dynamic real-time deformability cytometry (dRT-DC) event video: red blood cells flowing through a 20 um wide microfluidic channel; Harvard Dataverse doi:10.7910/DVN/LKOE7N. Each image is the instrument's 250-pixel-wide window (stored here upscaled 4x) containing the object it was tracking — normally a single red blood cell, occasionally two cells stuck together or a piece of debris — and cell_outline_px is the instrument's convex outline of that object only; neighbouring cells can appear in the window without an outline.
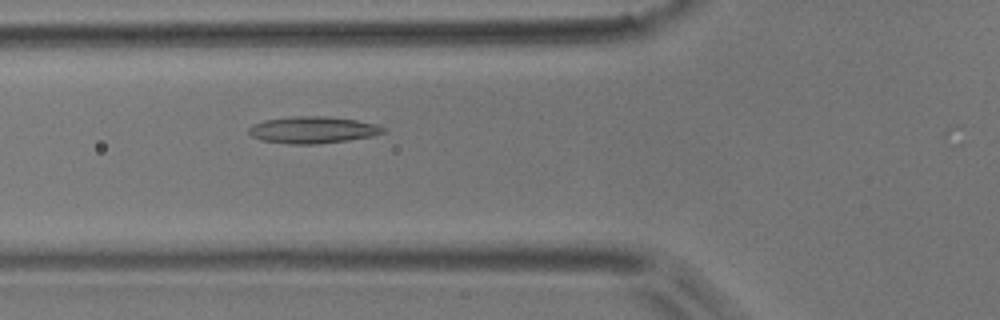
{"species": "common noctule bat (a hibernating species)", "species_latin": "Nyctalus noctula", "temperature_condition": "room temperature", "stored_images_in_passage": 37, "camera_frame_rate_fps": 3000, "um_per_image_px": 0.085, "animal": {"sex": "male", "body_mass_g": 17.9}, "frame": {"image": 1, "passage_image": 14, "time_ms": 4.333, "image_size_px": [1000, 320], "cell_outline_px": [[384, 132], [372, 136], [348, 140], [316, 144], [288, 144], [260, 140], [252, 136], [248, 132], [248, 128], [264, 120], [292, 116], [328, 116], [356, 120], [376, 124], [384, 128]], "centroid_in_image_um": [26.57, 11.04], "position_along_channel_um": 99.2, "area_um2": 20.92}}
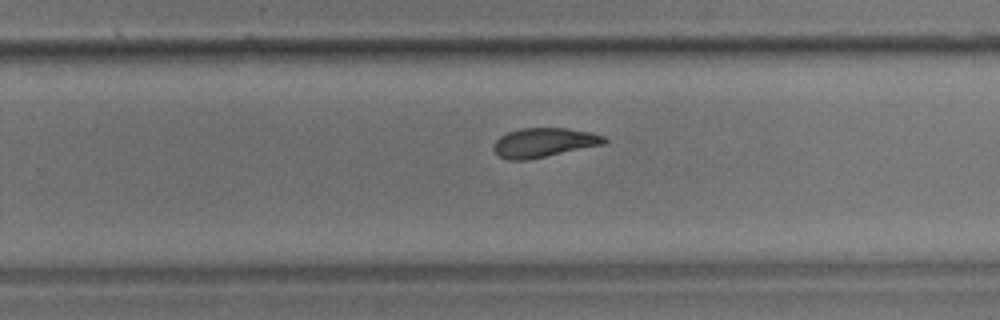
{"frame": {"image": 2, "passage_image": 28, "time_ms": 9.0, "image_size_px": [1000, 320], "cell_outline_px": [[608, 140], [604, 144], [528, 160], [508, 160], [500, 156], [492, 148], [492, 144], [500, 136], [508, 132], [520, 128], [568, 128], [592, 132], [604, 136]], "centroid_in_image_um": [46.22, 12.11], "position_along_channel_um": 283.6, "area_um2": 18.96}}
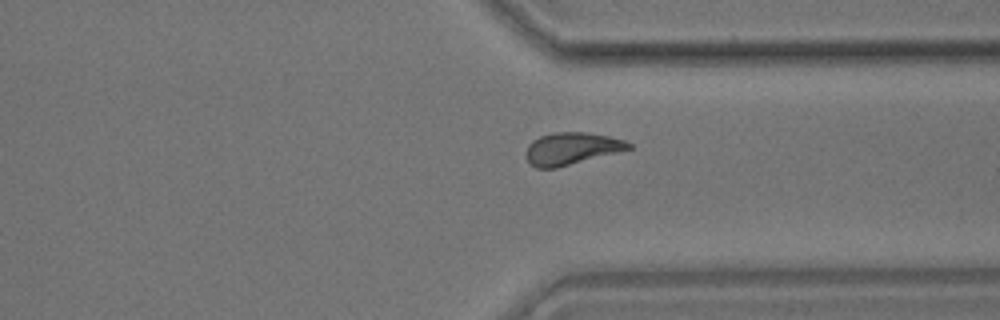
{"frame": {"image": 3, "passage_image": 34, "time_ms": 11.0, "image_size_px": [1000, 320], "cell_outline_px": [[632, 148], [556, 168], [536, 168], [528, 160], [528, 144], [532, 140], [540, 136], [552, 132], [588, 132], [608, 136], [624, 140], [632, 144]], "centroid_in_image_um": [48.59, 12.61], "position_along_channel_um": 362.8, "area_um2": 18.96}}